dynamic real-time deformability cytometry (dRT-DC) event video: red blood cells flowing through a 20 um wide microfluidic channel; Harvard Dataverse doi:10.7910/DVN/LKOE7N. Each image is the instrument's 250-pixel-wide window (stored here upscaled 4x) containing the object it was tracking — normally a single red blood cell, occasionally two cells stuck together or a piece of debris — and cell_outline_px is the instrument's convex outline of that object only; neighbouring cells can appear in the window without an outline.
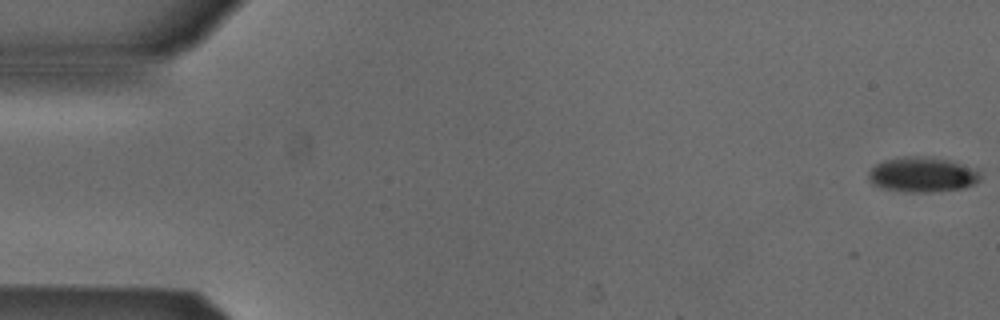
{"species": "Egyptian fruit bat (a non-hibernating species)", "species_latin": "Rousettus aegyptiacus", "temperature_condition": "cold", "stored_images_in_passage": 6, "camera_frame_rate_fps": 3000, "um_per_image_px": 0.085, "animal": {"sex": "male"}, "frame": {"image": 1, "passage_image": 1, "time_ms": 0.0, "image_size_px": [1000, 320], "cell_outline_px": [[980, 180], [976, 184], [964, 188], [928, 192], [908, 192], [880, 188], [872, 184], [868, 180], [868, 172], [876, 164], [884, 160], [904, 156], [924, 156], [952, 160], [976, 172], [980, 176]], "centroid_in_image_um": [78.33, 14.85], "position_along_channel_um": 6.7, "area_um2": 22.77}}